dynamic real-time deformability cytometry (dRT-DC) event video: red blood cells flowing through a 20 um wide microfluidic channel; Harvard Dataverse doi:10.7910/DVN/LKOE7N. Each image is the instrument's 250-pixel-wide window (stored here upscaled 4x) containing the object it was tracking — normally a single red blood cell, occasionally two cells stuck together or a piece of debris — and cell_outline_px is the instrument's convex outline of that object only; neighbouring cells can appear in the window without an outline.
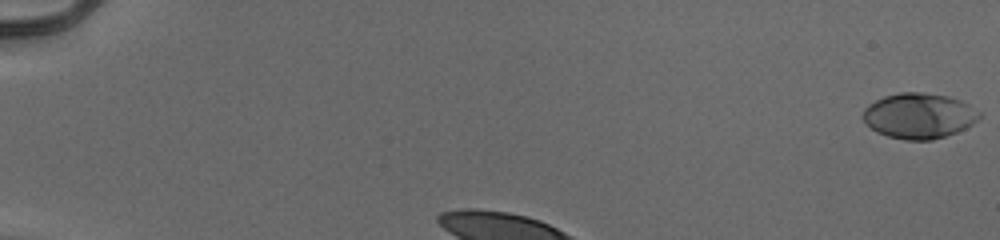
{"species": "human", "species_latin": "Homo sapiens", "temperature_condition": "cold", "stored_images_in_passage": 32, "camera_frame_rate_fps": 3000, "um_per_image_px": 0.085, "donor": {"sex": "male"}, "frame": {"image": 1, "passage_image": 1, "time_ms": 0.0, "image_size_px": [1000, 240], "cell_outline_px": [[980, 116], [972, 124], [956, 132], [932, 140], [904, 140], [888, 136], [876, 132], [864, 120], [864, 108], [868, 104], [884, 96], [900, 92], [924, 92], [948, 96], [960, 100], [968, 104], [980, 112]], "centroid_in_image_um": [78.11, 9.83], "position_along_channel_um": 6.9, "area_um2": 30.63}}
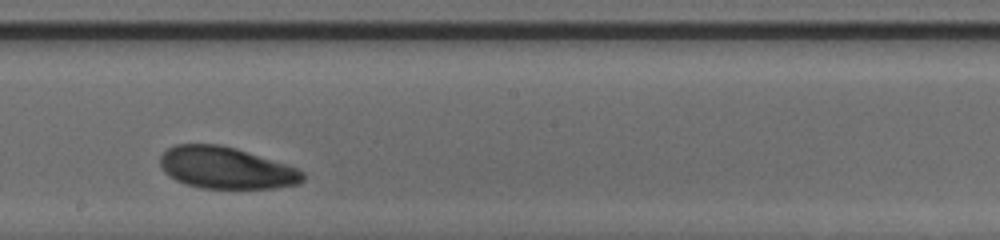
{"frame": {"image": 2, "passage_image": 20, "time_ms": 6.333, "image_size_px": [1000, 240], "cell_outline_px": [[304, 180], [300, 184], [276, 188], [200, 188], [184, 184], [168, 176], [160, 168], [160, 156], [168, 148], [176, 144], [220, 144], [236, 148], [288, 164], [304, 172]], "centroid_in_image_um": [19.22, 14.27], "position_along_channel_um": 229.0, "area_um2": 35.08}}
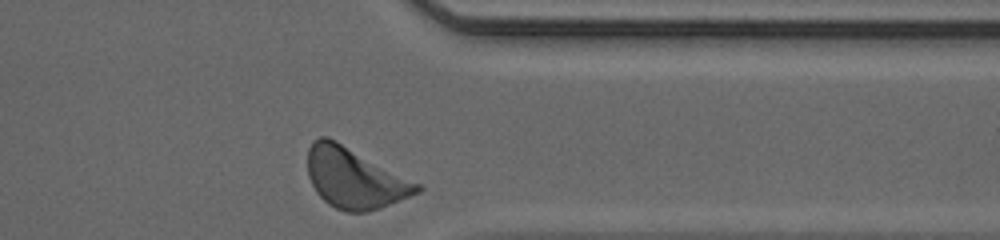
{"frame": {"image": 3, "passage_image": 32, "time_ms": 10.333, "image_size_px": [1000, 240], "cell_outline_px": [[424, 188], [420, 192], [380, 208], [364, 212], [344, 212], [328, 204], [316, 192], [308, 176], [308, 148], [312, 140], [320, 136], [328, 136], [336, 140], [420, 184]], "centroid_in_image_um": [30.12, 15.13], "position_along_channel_um": 381.3, "area_um2": 38.38}, "authors_computed_cell_mechanics": {"area_um2": 35.3158, "velocity_mm_per_s": 3.8377, "shape_relaxation_time_tau1_ms": 1.3497, "shape_relaxation_time_tau2_ms": 8.1509, "deformation_change_tau1": 0.1157, "deformation_change_tau2": 0.1598}}